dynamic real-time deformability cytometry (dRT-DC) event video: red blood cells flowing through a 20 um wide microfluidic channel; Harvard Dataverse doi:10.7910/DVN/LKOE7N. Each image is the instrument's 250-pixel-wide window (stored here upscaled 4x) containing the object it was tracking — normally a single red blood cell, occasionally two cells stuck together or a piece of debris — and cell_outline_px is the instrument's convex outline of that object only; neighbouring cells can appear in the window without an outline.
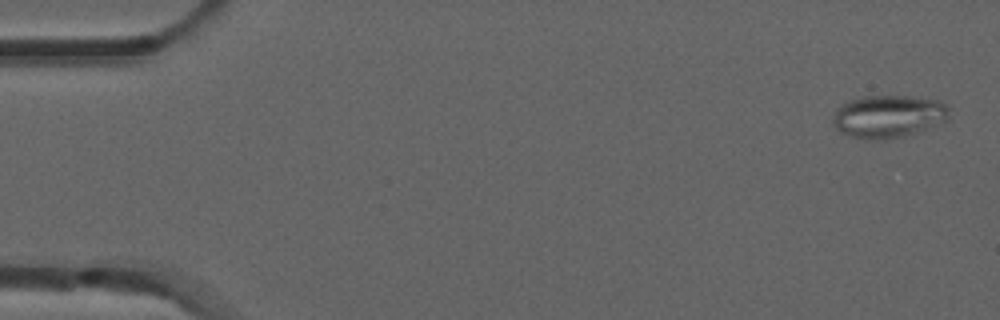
{"species": "common noctule bat (a hibernating species)", "species_latin": "Nyctalus noctula", "temperature_condition": "room temperature", "stored_images_in_passage": 4, "camera_frame_rate_fps": 3000, "um_per_image_px": 0.085, "animal": {"sex": "male", "forearm_length_mm": 52.5}, "frame": {"image": 1, "passage_image": 1, "time_ms": 0.0, "image_size_px": [1000, 320], "cell_outline_px": [[948, 120], [916, 132], [904, 136], [884, 140], [872, 140], [852, 136], [840, 132], [836, 128], [832, 120], [832, 116], [836, 108], [840, 104], [848, 100], [860, 96], [912, 96], [940, 100], [948, 108]], "centroid_in_image_um": [75.47, 9.88], "position_along_channel_um": 9.5, "area_um2": 29.13}}